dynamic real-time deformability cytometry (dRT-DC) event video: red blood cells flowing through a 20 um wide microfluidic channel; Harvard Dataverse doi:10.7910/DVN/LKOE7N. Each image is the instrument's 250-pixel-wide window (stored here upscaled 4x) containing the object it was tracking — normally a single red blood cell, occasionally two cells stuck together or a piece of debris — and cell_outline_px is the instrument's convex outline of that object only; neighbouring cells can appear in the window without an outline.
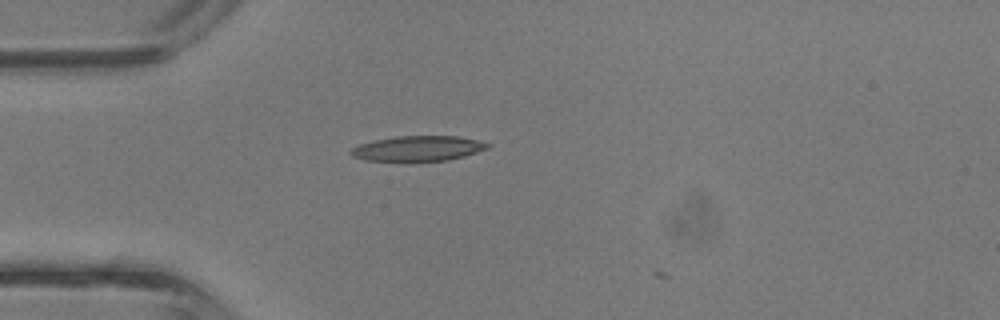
{"species": "common noctule bat (a hibernating species)", "species_latin": "Nyctalus noctula", "temperature_condition": "room temperature", "stored_images_in_passage": 1, "camera_frame_rate_fps": 3000, "um_per_image_px": 0.085, "animal": {"sex": "male", "body_mass_g": 13.3}, "frame": {"image": 1, "passage_image": 1, "time_ms": 0.0, "image_size_px": [1000, 320], "cell_outline_px": [[492, 144], [488, 148], [464, 156], [448, 160], [404, 164], [364, 160], [352, 156], [348, 152], [352, 148], [360, 144], [376, 140], [396, 136], [456, 136], [476, 140]], "centroid_in_image_um": [35.46, 12.67], "position_along_channel_um": 49.5, "area_um2": 20.87}}